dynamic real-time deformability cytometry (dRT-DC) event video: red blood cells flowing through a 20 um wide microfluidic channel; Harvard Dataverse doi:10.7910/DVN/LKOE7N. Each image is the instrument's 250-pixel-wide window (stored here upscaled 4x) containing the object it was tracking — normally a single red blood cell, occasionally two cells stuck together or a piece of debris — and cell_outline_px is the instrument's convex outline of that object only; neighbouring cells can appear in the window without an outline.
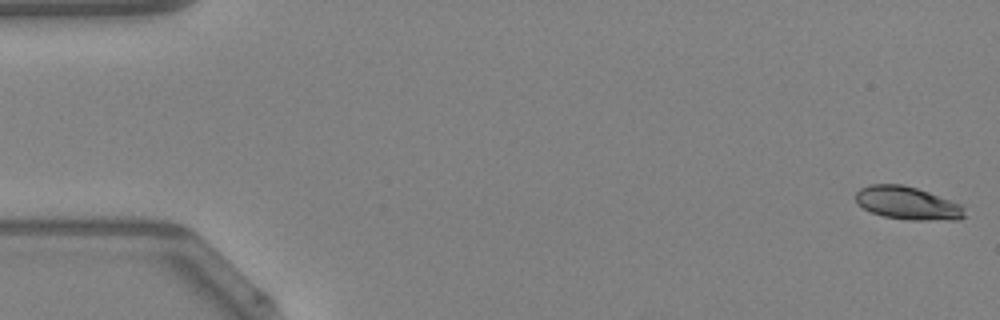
{"species": "Egyptian fruit bat (a non-hibernating species)", "species_latin": "Rousettus aegyptiacus", "temperature_condition": "warm", "stored_images_in_passage": 11, "camera_frame_rate_fps": 3000, "um_per_image_px": 0.085, "animal": {"sex": "female"}, "frame": {"image": 1, "passage_image": 1, "time_ms": 0.0, "image_size_px": [1000, 320], "cell_outline_px": [[964, 216], [960, 220], [908, 220], [884, 216], [872, 212], [864, 208], [856, 200], [856, 192], [860, 188], [868, 184], [900, 184], [916, 188], [928, 192], [960, 204], [964, 208]], "centroid_in_image_um": [77.14, 17.27], "position_along_channel_um": 7.9, "area_um2": 20.75}}